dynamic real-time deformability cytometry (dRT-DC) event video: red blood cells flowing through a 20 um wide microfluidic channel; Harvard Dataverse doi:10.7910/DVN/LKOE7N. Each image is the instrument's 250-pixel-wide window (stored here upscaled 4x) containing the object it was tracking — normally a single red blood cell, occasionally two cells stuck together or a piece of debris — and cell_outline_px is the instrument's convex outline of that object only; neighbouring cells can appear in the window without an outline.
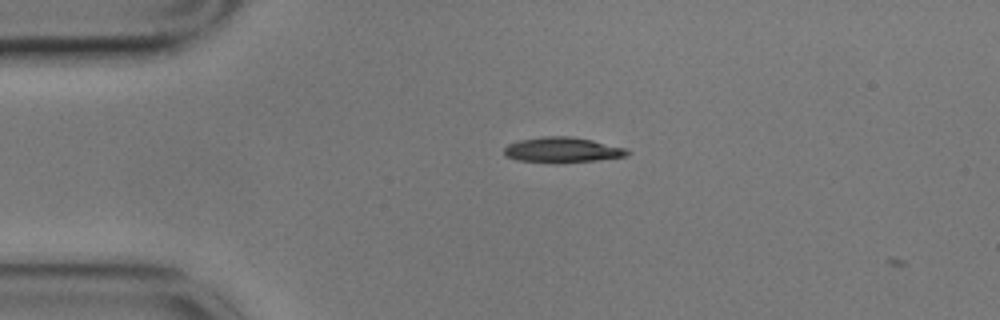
{"species": "common noctule bat (a hibernating species)", "species_latin": "Nyctalus noctula", "temperature_condition": "cold", "stored_images_in_passage": 44, "camera_frame_rate_fps": 3000, "um_per_image_px": 0.085, "animal": {"sex": "male", "body_mass_g": 17.9}, "frame": {"image": 1, "passage_image": 3, "time_ms": 0.667, "image_size_px": [1000, 320], "cell_outline_px": [[632, 152], [624, 156], [596, 160], [516, 160], [504, 156], [504, 148], [508, 144], [520, 140], [544, 136], [572, 136], [592, 140], [628, 148]], "centroid_in_image_um": [47.82, 12.69], "position_along_channel_um": 37.2, "area_um2": 17.34}}
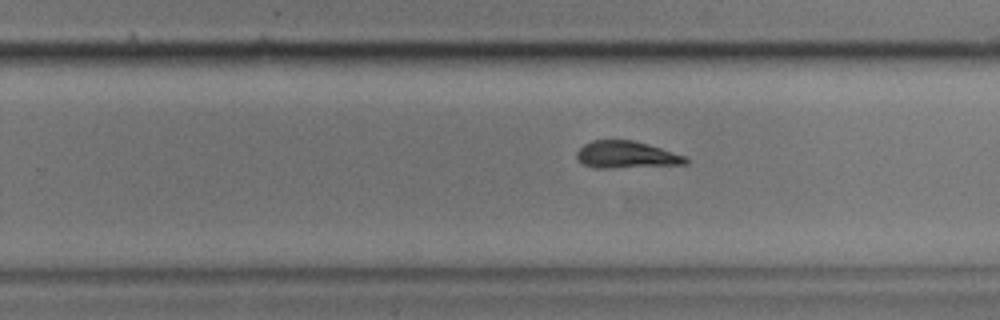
{"frame": {"image": 2, "passage_image": 26, "time_ms": 8.333, "image_size_px": [1000, 320], "cell_outline_px": [[688, 164], [608, 168], [592, 168], [576, 160], [576, 152], [584, 144], [592, 140], [632, 140], [648, 144], [684, 156], [688, 160]], "centroid_in_image_um": [53.18, 13.16], "position_along_channel_um": 276.6, "area_um2": 17.11}}
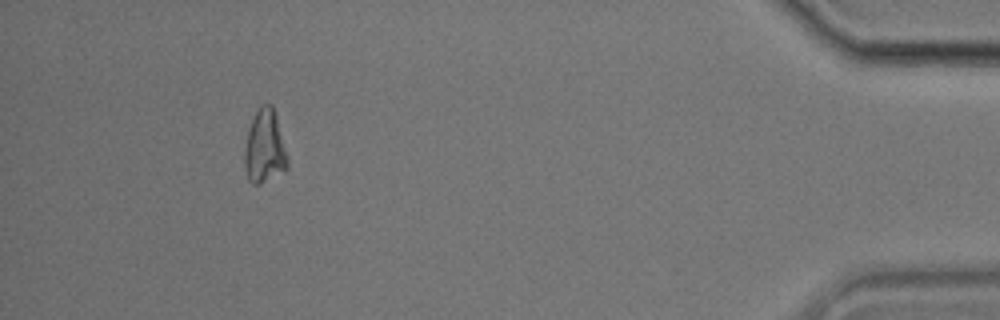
{"frame": {"image": 3, "passage_image": 43, "time_ms": 14.0, "image_size_px": [1000, 320], "cell_outline_px": [[288, 168], [260, 184], [252, 184], [248, 180], [244, 164], [244, 148], [248, 128], [260, 104], [272, 104], [276, 116], [288, 156]], "centroid_in_image_um": [22.48, 12.48], "position_along_channel_um": 412.7, "area_um2": 18.44}}